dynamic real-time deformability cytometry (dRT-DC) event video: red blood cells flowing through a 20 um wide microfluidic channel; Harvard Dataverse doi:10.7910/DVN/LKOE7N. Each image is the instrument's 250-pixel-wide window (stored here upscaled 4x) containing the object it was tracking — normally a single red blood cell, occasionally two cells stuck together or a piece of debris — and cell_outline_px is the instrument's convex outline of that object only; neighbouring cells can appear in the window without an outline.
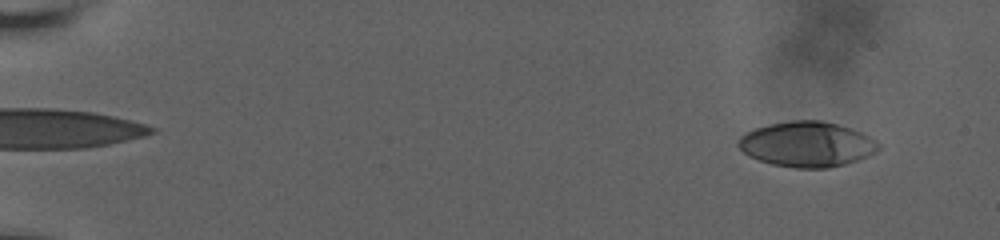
{"species": "human", "species_latin": "Homo sapiens", "temperature_condition": "room temperature", "stored_images_in_passage": 46, "camera_frame_rate_fps": 3000, "um_per_image_px": 0.085, "donor": {"sex": "male"}, "frame": {"image": 1, "passage_image": 3, "time_ms": 1.0, "image_size_px": [1000, 240], "cell_outline_px": [[880, 148], [876, 152], [868, 156], [844, 164], [828, 168], [796, 168], [772, 164], [748, 156], [736, 144], [736, 140], [740, 136], [756, 128], [768, 124], [788, 120], [820, 120], [852, 128], [876, 140], [880, 144]], "centroid_in_image_um": [68.58, 12.25], "position_along_channel_um": 16.4, "area_um2": 36.99}}
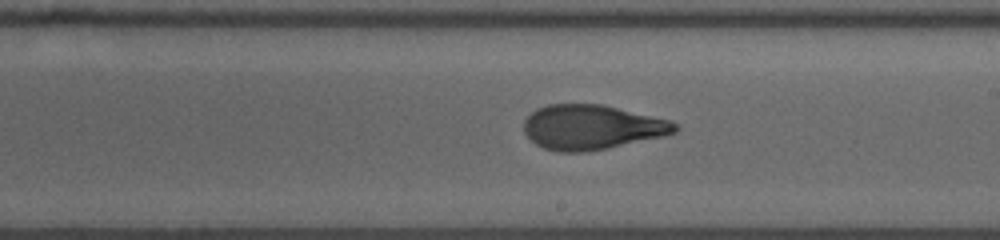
{"frame": {"image": 2, "passage_image": 25, "time_ms": 11.667, "image_size_px": [1000, 240], "cell_outline_px": [[680, 128], [676, 132], [664, 136], [608, 148], [584, 152], [556, 152], [544, 148], [536, 144], [524, 132], [524, 120], [536, 108], [548, 104], [600, 104], [668, 120], [676, 124]], "centroid_in_image_um": [50.27, 10.82], "position_along_channel_um": 238.7, "area_um2": 39.13}}
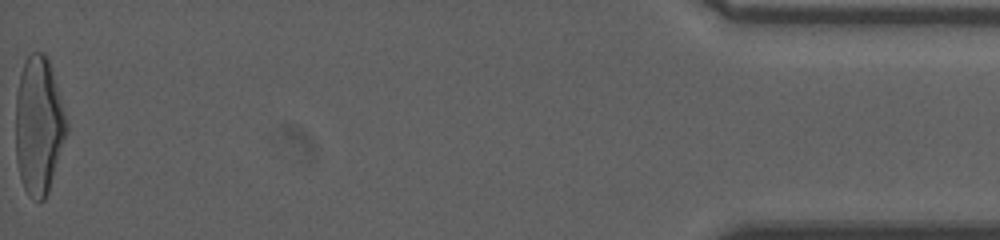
{"frame": {"image": 3, "passage_image": 46, "time_ms": 19.333, "image_size_px": [1000, 240], "cell_outline_px": [[68, 132], [48, 192], [44, 200], [32, 200], [28, 196], [24, 188], [20, 176], [16, 160], [16, 92], [20, 72], [24, 60], [32, 52], [44, 52], [48, 60], [52, 72], [68, 124]], "centroid_in_image_um": [3.28, 10.69], "position_along_channel_um": 431.9, "area_um2": 40.92}, "authors_computed_cell_mechanics": {"area_um2": 39.1884, "velocity_mm_per_s": 3.6627, "shape_relaxation_time_tau1_ms": 7.6684, "shape_relaxation_time_tau2_ms": 1.6293, "deformation_change_tau1": 0.293, "deformation_change_tau2": 0.0747}}